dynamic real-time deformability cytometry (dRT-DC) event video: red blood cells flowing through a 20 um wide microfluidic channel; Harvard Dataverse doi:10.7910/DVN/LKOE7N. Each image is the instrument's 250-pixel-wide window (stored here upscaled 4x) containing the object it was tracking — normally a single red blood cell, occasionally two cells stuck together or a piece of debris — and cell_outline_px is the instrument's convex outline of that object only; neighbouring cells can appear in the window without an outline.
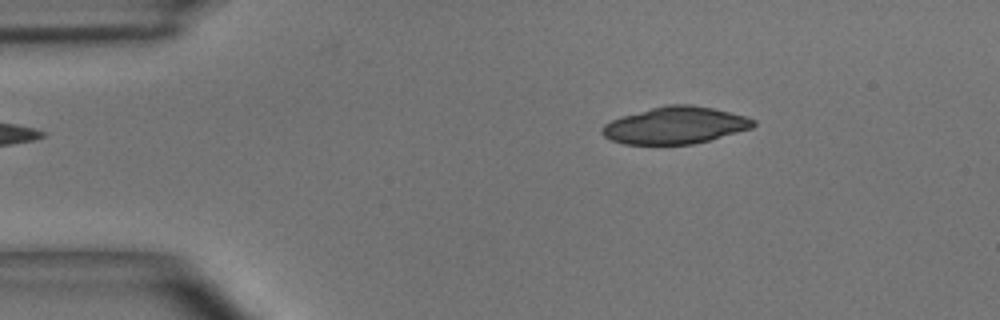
{"species": "common noctule bat (a hibernating species)", "species_latin": "Nyctalus noctula", "temperature_condition": "room temperature", "stored_images_in_passage": 3, "camera_frame_rate_fps": 3000, "um_per_image_px": 0.085, "animal": {"sex": "male", "body_mass_g": 15.6}, "frame": {"image": 1, "passage_image": 2, "time_ms": 0.333, "image_size_px": [1000, 320], "cell_outline_px": [[756, 124], [752, 128], [708, 140], [692, 144], [624, 144], [612, 140], [604, 136], [600, 132], [600, 128], [604, 124], [620, 116], [668, 104], [692, 104], [712, 108], [744, 116], [756, 120]], "centroid_in_image_um": [57.36, 10.65], "position_along_channel_um": 27.6, "area_um2": 32.43}}